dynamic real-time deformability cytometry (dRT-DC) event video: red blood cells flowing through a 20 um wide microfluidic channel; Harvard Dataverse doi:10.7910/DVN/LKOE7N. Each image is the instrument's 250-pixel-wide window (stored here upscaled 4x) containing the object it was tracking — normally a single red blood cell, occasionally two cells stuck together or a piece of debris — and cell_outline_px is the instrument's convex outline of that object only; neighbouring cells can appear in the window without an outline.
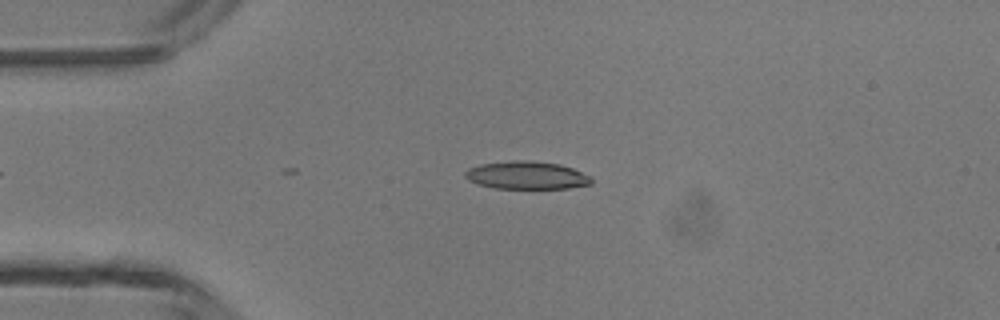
{"species": "common noctule bat (a hibernating species)", "species_latin": "Nyctalus noctula", "temperature_condition": "room temperature", "stored_images_in_passage": 13, "camera_frame_rate_fps": 3000, "um_per_image_px": 0.085, "animal": {"sex": "male", "body_mass_g": 13.3}, "frame": {"image": 1, "passage_image": 2, "time_ms": 0.333, "image_size_px": [1000, 320], "cell_outline_px": [[592, 184], [568, 188], [496, 188], [480, 184], [468, 180], [464, 176], [464, 172], [468, 168], [480, 164], [512, 160], [528, 160], [560, 164], [572, 168], [592, 176]], "centroid_in_image_um": [44.78, 14.89], "position_along_channel_um": 40.2, "area_um2": 20.52}}
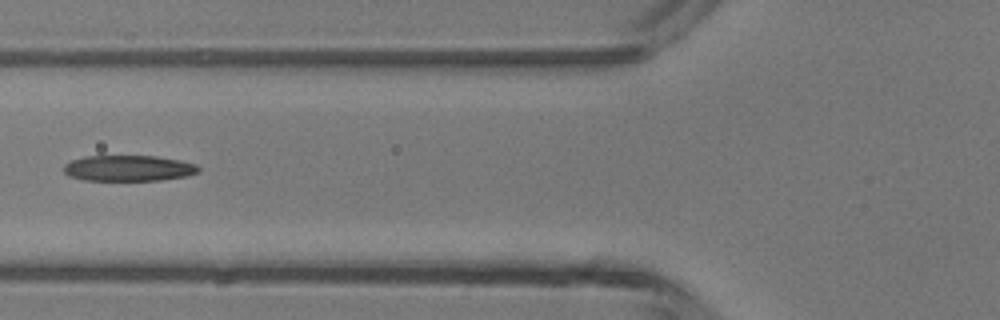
{"frame": {"image": 2, "passage_image": 9, "time_ms": 2.667, "image_size_px": [1000, 320], "cell_outline_px": [[200, 172], [188, 176], [160, 180], [84, 180], [68, 176], [64, 172], [64, 164], [72, 160], [84, 156], [156, 156], [180, 160], [196, 164], [200, 168]], "centroid_in_image_um": [10.94, 14.3], "position_along_channel_um": 114.9, "area_um2": 20.4}}
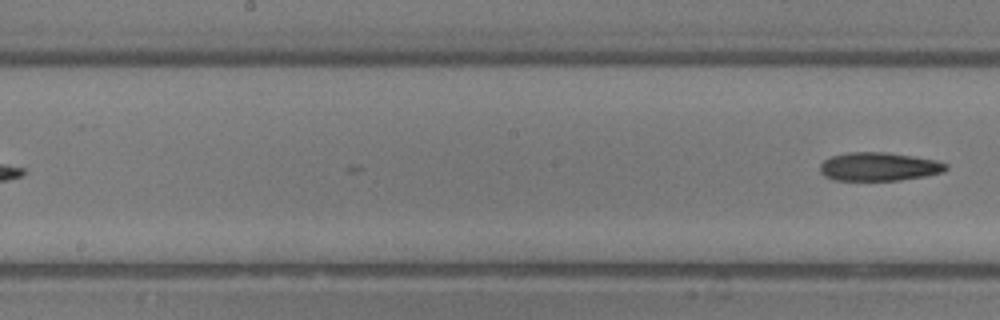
{"frame": {"image": 3, "passage_image": 13, "time_ms": 4.0, "image_size_px": [1000, 320], "cell_outline_px": [[948, 168], [944, 172], [924, 176], [900, 180], [836, 180], [824, 176], [820, 172], [820, 164], [824, 160], [832, 156], [848, 152], [888, 152], [936, 160], [948, 164]], "centroid_in_image_um": [74.71, 14.16], "position_along_channel_um": 173.5, "area_um2": 20.92}}